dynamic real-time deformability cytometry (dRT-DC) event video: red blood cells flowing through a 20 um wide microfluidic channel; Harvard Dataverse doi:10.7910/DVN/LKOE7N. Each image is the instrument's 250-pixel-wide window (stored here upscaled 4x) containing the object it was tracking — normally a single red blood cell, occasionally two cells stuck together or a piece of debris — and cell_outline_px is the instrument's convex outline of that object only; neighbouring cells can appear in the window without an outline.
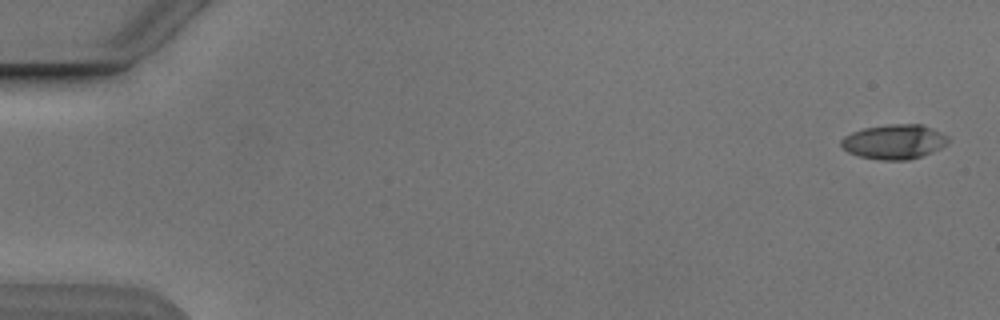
{"species": "Egyptian fruit bat (a non-hibernating species)", "species_latin": "Rousettus aegyptiacus", "temperature_condition": "cold", "stored_images_in_passage": 6, "camera_frame_rate_fps": 3000, "um_per_image_px": 0.085, "animal": {"sex": "male"}, "frame": {"image": 1, "passage_image": 1, "time_ms": 0.0, "image_size_px": [1000, 320], "cell_outline_px": [[948, 140], [940, 148], [932, 152], [908, 160], [880, 160], [860, 156], [848, 152], [840, 144], [840, 140], [844, 136], [852, 132], [864, 128], [888, 124], [920, 124], [932, 128], [948, 136]], "centroid_in_image_um": [75.98, 12.04], "position_along_channel_um": 9.0, "area_um2": 21.44}}
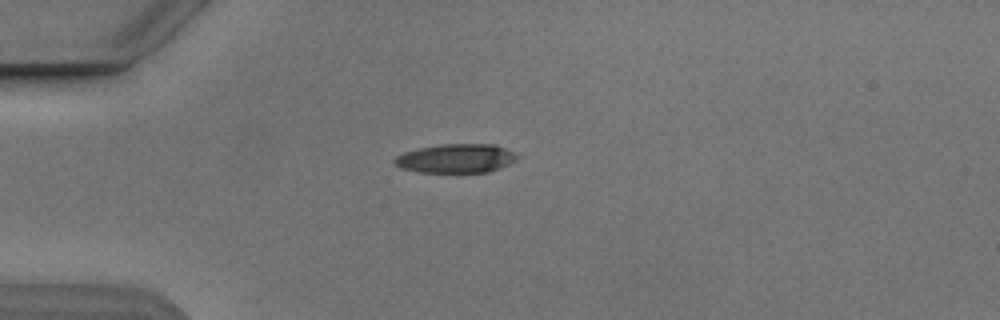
{"frame": {"image": 2, "passage_image": 4, "time_ms": 4.333, "image_size_px": [1000, 320], "cell_outline_px": [[520, 156], [516, 160], [500, 168], [488, 172], [420, 172], [400, 168], [392, 160], [396, 156], [404, 152], [420, 148], [440, 144], [496, 144]], "centroid_in_image_um": [38.76, 13.46], "position_along_channel_um": 46.2, "area_um2": 20.63}}
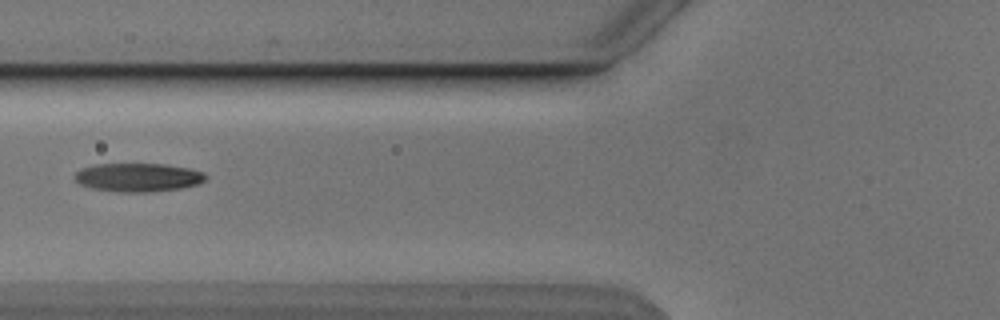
{"frame": {"image": 3, "passage_image": 6, "time_ms": 6.667, "image_size_px": [1000, 320], "cell_outline_px": [[208, 176], [200, 184], [180, 188], [148, 192], [120, 192], [92, 188], [80, 184], [76, 180], [76, 172], [80, 168], [96, 164], [164, 164], [188, 168], [204, 172]], "centroid_in_image_um": [11.76, 15.07], "position_along_channel_um": 114.0, "area_um2": 21.73}}